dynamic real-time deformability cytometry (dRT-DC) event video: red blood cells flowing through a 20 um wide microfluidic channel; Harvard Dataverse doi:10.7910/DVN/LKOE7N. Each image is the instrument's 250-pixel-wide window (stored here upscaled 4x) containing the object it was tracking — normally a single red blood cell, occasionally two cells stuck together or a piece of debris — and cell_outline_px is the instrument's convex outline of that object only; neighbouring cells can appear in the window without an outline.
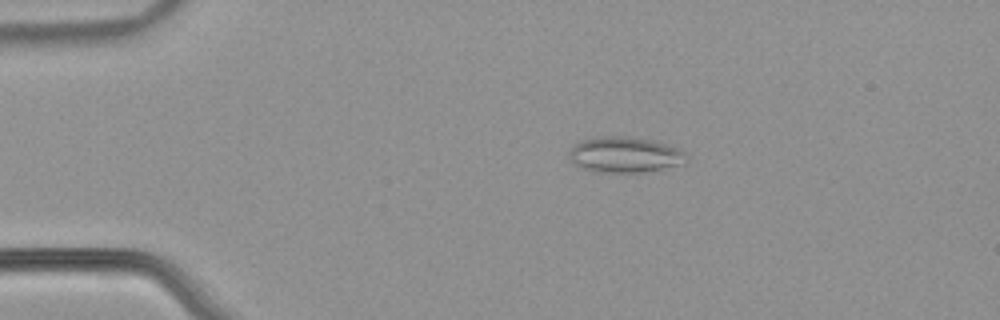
{"species": "common noctule bat (a hibernating species)", "species_latin": "Nyctalus noctula", "temperature_condition": "warm", "stored_images_in_passage": 52, "camera_frame_rate_fps": 3000, "um_per_image_px": 0.085, "animal": {"sex": "male", "body_mass_g": 21.5, "forearm_length_mm": 52.0}, "frame": {"image": 1, "passage_image": 9, "time_ms": 2.667, "image_size_px": [1000, 320], "cell_outline_px": [[688, 156], [684, 164], [644, 172], [592, 172], [572, 164], [568, 156], [568, 152], [572, 144], [580, 140], [600, 136], [624, 136], [652, 140], [668, 144], [688, 152]], "centroid_in_image_um": [53.08, 13.15], "position_along_channel_um": 31.9, "area_um2": 24.97}}
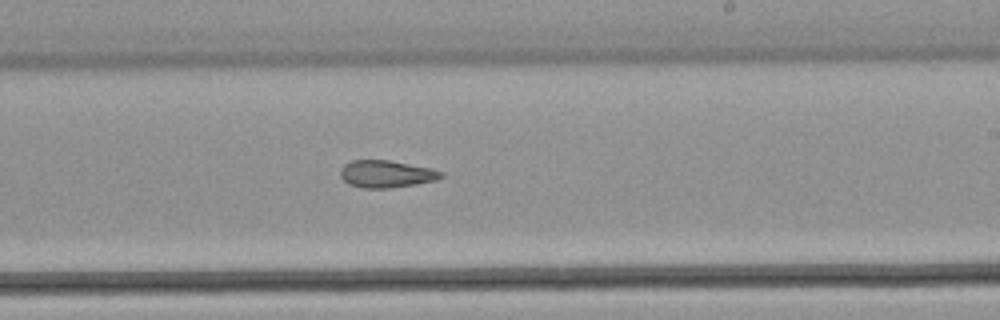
{"frame": {"image": 2, "passage_image": 31, "time_ms": 10.0, "image_size_px": [1000, 320], "cell_outline_px": [[444, 176], [436, 180], [416, 184], [388, 188], [364, 188], [348, 184], [340, 176], [340, 168], [344, 164], [352, 160], [388, 160], [432, 168], [444, 172]], "centroid_in_image_um": [32.84, 14.78], "position_along_channel_um": 256.2, "area_um2": 16.07}}
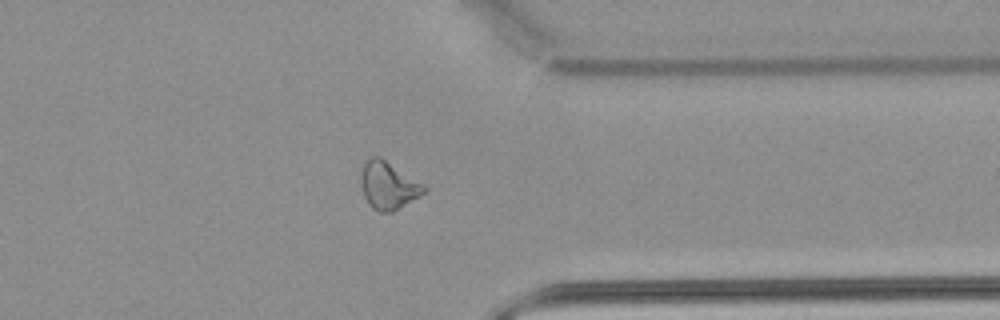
{"frame": {"image": 3, "passage_image": 41, "time_ms": 13.333, "image_size_px": [1000, 320], "cell_outline_px": [[428, 188], [420, 196], [392, 212], [376, 212], [368, 204], [364, 196], [360, 176], [364, 164], [372, 156], [380, 156]], "centroid_in_image_um": [32.98, 15.78], "position_along_channel_um": 378.4, "area_um2": 17.22}, "authors_computed_cell_mechanics": {"area_um2": 18.0914, "velocity_mm_per_s": 3.8171, "shape_relaxation_time_tau1_ms": null, "shape_relaxation_time_tau2_ms": 3.7598, "deformation_change_tau1": null, "deformation_change_tau2": 0.1212}}